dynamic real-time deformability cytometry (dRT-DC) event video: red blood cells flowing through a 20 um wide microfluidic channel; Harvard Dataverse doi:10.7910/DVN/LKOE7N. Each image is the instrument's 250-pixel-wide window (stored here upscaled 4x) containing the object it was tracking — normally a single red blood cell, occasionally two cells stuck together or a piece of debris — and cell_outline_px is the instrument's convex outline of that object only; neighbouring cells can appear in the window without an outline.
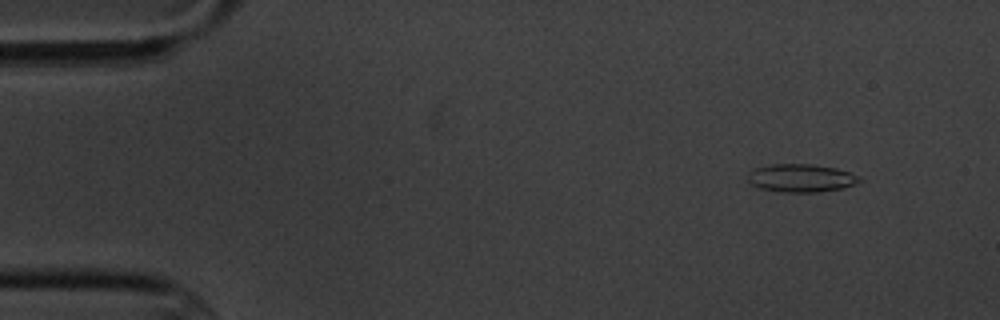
{"species": "common noctule bat (a hibernating species)", "species_latin": "Nyctalus noctula", "temperature_condition": "cold", "stored_images_in_passage": 4, "camera_frame_rate_fps": 3000, "um_per_image_px": 0.085, "animal": {"sex": "male", "body_mass_g": 20.1, "forearm_length_mm": 53.5}, "frame": {"image": 1, "passage_image": 1, "time_ms": 0.0, "image_size_px": [1000, 320], "cell_outline_px": [[860, 180], [856, 184], [844, 188], [820, 192], [780, 192], [760, 188], [752, 184], [748, 180], [748, 172], [756, 168], [772, 164], [812, 164], [836, 168], [860, 176]], "centroid_in_image_um": [68.1, 15.14], "position_along_channel_um": 16.9, "area_um2": 18.26}}
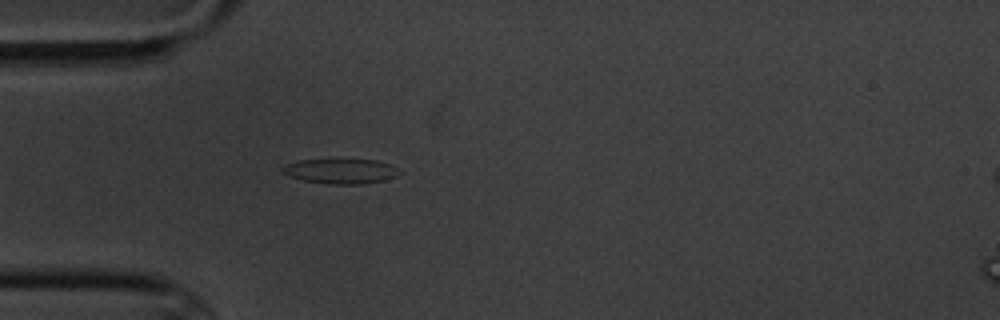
{"frame": {"image": 2, "passage_image": 4, "time_ms": 3.667, "image_size_px": [1000, 320], "cell_outline_px": [[400, 172], [396, 176], [384, 180], [360, 184], [328, 184], [304, 180], [288, 176], [280, 168], [284, 164], [300, 160], [376, 160], [388, 164], [396, 168]], "centroid_in_image_um": [28.92, 14.55], "position_along_channel_um": 56.1, "area_um2": 16.7}}